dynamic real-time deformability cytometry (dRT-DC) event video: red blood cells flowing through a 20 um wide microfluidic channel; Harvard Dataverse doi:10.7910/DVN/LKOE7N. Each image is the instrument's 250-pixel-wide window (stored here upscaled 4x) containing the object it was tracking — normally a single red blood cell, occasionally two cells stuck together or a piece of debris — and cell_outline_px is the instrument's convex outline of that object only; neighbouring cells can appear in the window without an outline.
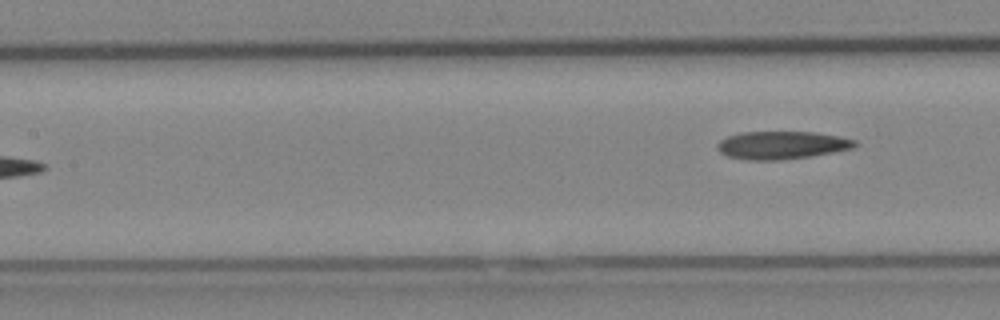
{"species": "Egyptian fruit bat (a non-hibernating species)", "species_latin": "Rousettus aegyptiacus", "temperature_condition": "cold", "stored_images_in_passage": 5, "segment_of_instrument_passage": [2, 2], "camera_frame_rate_fps": 3000, "um_per_image_px": 0.085, "animal": {"sex": "female"}, "frame": {"image": 1, "passage_image": 5, "time_ms": 5.667, "image_size_px": [1000, 320], "cell_outline_px": [[860, 144], [856, 148], [812, 156], [780, 160], [748, 160], [728, 156], [720, 152], [716, 148], [716, 144], [720, 140], [728, 136], [744, 132], [816, 132], [840, 136], [856, 140]], "centroid_in_image_um": [66.51, 12.34], "position_along_channel_um": 140.9, "area_um2": 22.6}}